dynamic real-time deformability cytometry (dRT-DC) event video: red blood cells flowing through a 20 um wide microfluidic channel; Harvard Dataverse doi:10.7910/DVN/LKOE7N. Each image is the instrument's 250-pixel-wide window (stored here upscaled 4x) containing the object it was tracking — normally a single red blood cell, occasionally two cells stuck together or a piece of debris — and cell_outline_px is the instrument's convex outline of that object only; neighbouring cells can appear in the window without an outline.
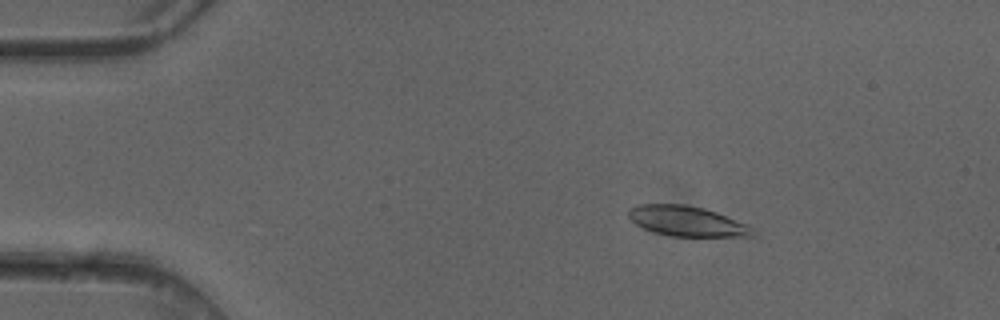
{"species": "common noctule bat (a hibernating species)", "species_latin": "Nyctalus noctula", "temperature_condition": "cold", "stored_images_in_passage": 5, "camera_frame_rate_fps": 3000, "um_per_image_px": 0.085, "animal": {"sex": "female"}, "frame": {"image": 1, "passage_image": 3, "time_ms": 0.667, "image_size_px": [1000, 320], "cell_outline_px": [[756, 236], [672, 236], [656, 232], [644, 228], [636, 224], [628, 216], [628, 208], [636, 204], [684, 204], [704, 208], [716, 212], [748, 224], [752, 228]], "centroid_in_image_um": [58.38, 18.78], "position_along_channel_um": 26.6, "area_um2": 21.73}}
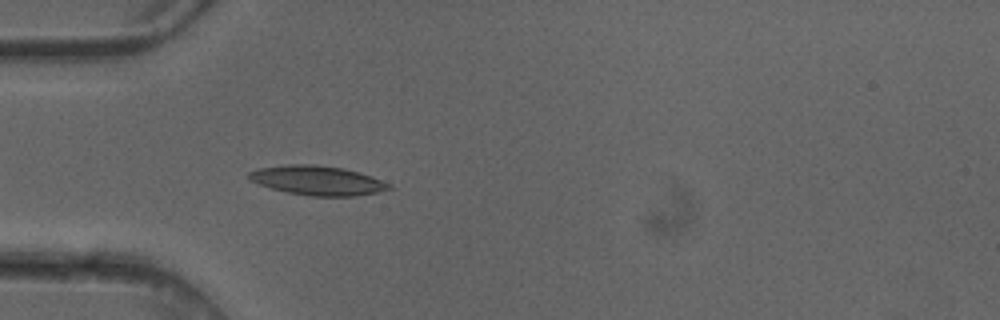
{"frame": {"image": 2, "passage_image": 5, "time_ms": 1.333, "image_size_px": [1000, 320], "cell_outline_px": [[392, 188], [376, 192], [356, 196], [312, 196], [288, 192], [272, 188], [248, 180], [248, 172], [256, 168], [288, 164], [312, 164], [344, 168], [372, 176], [392, 184]], "centroid_in_image_um": [26.98, 15.33], "position_along_channel_um": 58.0, "area_um2": 23.99}}